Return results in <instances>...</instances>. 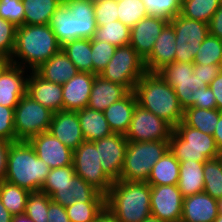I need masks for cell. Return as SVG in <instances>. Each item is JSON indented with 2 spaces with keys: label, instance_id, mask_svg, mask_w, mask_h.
<instances>
[{
  "label": "cell",
  "instance_id": "c3c4849f",
  "mask_svg": "<svg viewBox=\"0 0 222 222\" xmlns=\"http://www.w3.org/2000/svg\"><path fill=\"white\" fill-rule=\"evenodd\" d=\"M63 4L73 17H95L93 0H63Z\"/></svg>",
  "mask_w": 222,
  "mask_h": 222
},
{
  "label": "cell",
  "instance_id": "6125c7cd",
  "mask_svg": "<svg viewBox=\"0 0 222 222\" xmlns=\"http://www.w3.org/2000/svg\"><path fill=\"white\" fill-rule=\"evenodd\" d=\"M13 64L10 58L0 56V78L3 73Z\"/></svg>",
  "mask_w": 222,
  "mask_h": 222
},
{
  "label": "cell",
  "instance_id": "f35d334b",
  "mask_svg": "<svg viewBox=\"0 0 222 222\" xmlns=\"http://www.w3.org/2000/svg\"><path fill=\"white\" fill-rule=\"evenodd\" d=\"M117 5L118 20L130 28L149 16L142 0H117Z\"/></svg>",
  "mask_w": 222,
  "mask_h": 222
},
{
  "label": "cell",
  "instance_id": "603a6c76",
  "mask_svg": "<svg viewBox=\"0 0 222 222\" xmlns=\"http://www.w3.org/2000/svg\"><path fill=\"white\" fill-rule=\"evenodd\" d=\"M24 66L12 64L0 78V105L13 108L26 94L27 77H23Z\"/></svg>",
  "mask_w": 222,
  "mask_h": 222
},
{
  "label": "cell",
  "instance_id": "680465c9",
  "mask_svg": "<svg viewBox=\"0 0 222 222\" xmlns=\"http://www.w3.org/2000/svg\"><path fill=\"white\" fill-rule=\"evenodd\" d=\"M213 137L215 138L220 154H222V113L220 114L219 120L215 127Z\"/></svg>",
  "mask_w": 222,
  "mask_h": 222
},
{
  "label": "cell",
  "instance_id": "ee69618b",
  "mask_svg": "<svg viewBox=\"0 0 222 222\" xmlns=\"http://www.w3.org/2000/svg\"><path fill=\"white\" fill-rule=\"evenodd\" d=\"M25 7L22 0H0V18L16 27L24 25Z\"/></svg>",
  "mask_w": 222,
  "mask_h": 222
},
{
  "label": "cell",
  "instance_id": "44dd1931",
  "mask_svg": "<svg viewBox=\"0 0 222 222\" xmlns=\"http://www.w3.org/2000/svg\"><path fill=\"white\" fill-rule=\"evenodd\" d=\"M176 37L173 26L168 23L154 43L151 55L144 61L147 72L157 73L175 62Z\"/></svg>",
  "mask_w": 222,
  "mask_h": 222
},
{
  "label": "cell",
  "instance_id": "d6986e66",
  "mask_svg": "<svg viewBox=\"0 0 222 222\" xmlns=\"http://www.w3.org/2000/svg\"><path fill=\"white\" fill-rule=\"evenodd\" d=\"M48 131L73 151L85 140L77 111L55 112Z\"/></svg>",
  "mask_w": 222,
  "mask_h": 222
},
{
  "label": "cell",
  "instance_id": "f6af8a7d",
  "mask_svg": "<svg viewBox=\"0 0 222 222\" xmlns=\"http://www.w3.org/2000/svg\"><path fill=\"white\" fill-rule=\"evenodd\" d=\"M97 26L118 20L117 0H93Z\"/></svg>",
  "mask_w": 222,
  "mask_h": 222
},
{
  "label": "cell",
  "instance_id": "83f0119b",
  "mask_svg": "<svg viewBox=\"0 0 222 222\" xmlns=\"http://www.w3.org/2000/svg\"><path fill=\"white\" fill-rule=\"evenodd\" d=\"M203 166L194 160L180 162L178 188L183 197L204 191Z\"/></svg>",
  "mask_w": 222,
  "mask_h": 222
},
{
  "label": "cell",
  "instance_id": "484cf974",
  "mask_svg": "<svg viewBox=\"0 0 222 222\" xmlns=\"http://www.w3.org/2000/svg\"><path fill=\"white\" fill-rule=\"evenodd\" d=\"M35 72L49 82L64 84L68 82L79 71L74 63L61 49L49 60L41 64L35 70Z\"/></svg>",
  "mask_w": 222,
  "mask_h": 222
},
{
  "label": "cell",
  "instance_id": "be15d7a7",
  "mask_svg": "<svg viewBox=\"0 0 222 222\" xmlns=\"http://www.w3.org/2000/svg\"><path fill=\"white\" fill-rule=\"evenodd\" d=\"M11 222H34L25 212L13 215Z\"/></svg>",
  "mask_w": 222,
  "mask_h": 222
},
{
  "label": "cell",
  "instance_id": "bcb514c9",
  "mask_svg": "<svg viewBox=\"0 0 222 222\" xmlns=\"http://www.w3.org/2000/svg\"><path fill=\"white\" fill-rule=\"evenodd\" d=\"M17 27L0 18V56L10 58L16 41Z\"/></svg>",
  "mask_w": 222,
  "mask_h": 222
},
{
  "label": "cell",
  "instance_id": "ab89813d",
  "mask_svg": "<svg viewBox=\"0 0 222 222\" xmlns=\"http://www.w3.org/2000/svg\"><path fill=\"white\" fill-rule=\"evenodd\" d=\"M193 64H222V40L209 34L201 43Z\"/></svg>",
  "mask_w": 222,
  "mask_h": 222
},
{
  "label": "cell",
  "instance_id": "d4e9b609",
  "mask_svg": "<svg viewBox=\"0 0 222 222\" xmlns=\"http://www.w3.org/2000/svg\"><path fill=\"white\" fill-rule=\"evenodd\" d=\"M138 104L134 91H129L122 99L104 110V116L113 133L126 134Z\"/></svg>",
  "mask_w": 222,
  "mask_h": 222
},
{
  "label": "cell",
  "instance_id": "5bb4252c",
  "mask_svg": "<svg viewBox=\"0 0 222 222\" xmlns=\"http://www.w3.org/2000/svg\"><path fill=\"white\" fill-rule=\"evenodd\" d=\"M103 172L113 181L120 179L128 140L124 134L112 133L94 141Z\"/></svg>",
  "mask_w": 222,
  "mask_h": 222
},
{
  "label": "cell",
  "instance_id": "60d3db41",
  "mask_svg": "<svg viewBox=\"0 0 222 222\" xmlns=\"http://www.w3.org/2000/svg\"><path fill=\"white\" fill-rule=\"evenodd\" d=\"M51 197L42 191L30 192L25 213L34 222H48V207Z\"/></svg>",
  "mask_w": 222,
  "mask_h": 222
},
{
  "label": "cell",
  "instance_id": "94428289",
  "mask_svg": "<svg viewBox=\"0 0 222 222\" xmlns=\"http://www.w3.org/2000/svg\"><path fill=\"white\" fill-rule=\"evenodd\" d=\"M12 216L0 199V222H11Z\"/></svg>",
  "mask_w": 222,
  "mask_h": 222
},
{
  "label": "cell",
  "instance_id": "a7ac6f4b",
  "mask_svg": "<svg viewBox=\"0 0 222 222\" xmlns=\"http://www.w3.org/2000/svg\"><path fill=\"white\" fill-rule=\"evenodd\" d=\"M219 158H220V160H221V162H222V154L219 155Z\"/></svg>",
  "mask_w": 222,
  "mask_h": 222
},
{
  "label": "cell",
  "instance_id": "6da1fadb",
  "mask_svg": "<svg viewBox=\"0 0 222 222\" xmlns=\"http://www.w3.org/2000/svg\"><path fill=\"white\" fill-rule=\"evenodd\" d=\"M151 185L115 181L105 195V208L118 222H142L151 215Z\"/></svg>",
  "mask_w": 222,
  "mask_h": 222
},
{
  "label": "cell",
  "instance_id": "91938a15",
  "mask_svg": "<svg viewBox=\"0 0 222 222\" xmlns=\"http://www.w3.org/2000/svg\"><path fill=\"white\" fill-rule=\"evenodd\" d=\"M95 222H118L115 217L105 208Z\"/></svg>",
  "mask_w": 222,
  "mask_h": 222
},
{
  "label": "cell",
  "instance_id": "9a60e30c",
  "mask_svg": "<svg viewBox=\"0 0 222 222\" xmlns=\"http://www.w3.org/2000/svg\"><path fill=\"white\" fill-rule=\"evenodd\" d=\"M183 198L178 185L151 186V215L165 222H181Z\"/></svg>",
  "mask_w": 222,
  "mask_h": 222
},
{
  "label": "cell",
  "instance_id": "7c38bea8",
  "mask_svg": "<svg viewBox=\"0 0 222 222\" xmlns=\"http://www.w3.org/2000/svg\"><path fill=\"white\" fill-rule=\"evenodd\" d=\"M173 130L164 119L137 104L125 137L134 142L170 140Z\"/></svg>",
  "mask_w": 222,
  "mask_h": 222
},
{
  "label": "cell",
  "instance_id": "9c48e42d",
  "mask_svg": "<svg viewBox=\"0 0 222 222\" xmlns=\"http://www.w3.org/2000/svg\"><path fill=\"white\" fill-rule=\"evenodd\" d=\"M169 23L175 30V62L193 63L201 43L209 35L208 24L181 14L176 15Z\"/></svg>",
  "mask_w": 222,
  "mask_h": 222
},
{
  "label": "cell",
  "instance_id": "b9f144b4",
  "mask_svg": "<svg viewBox=\"0 0 222 222\" xmlns=\"http://www.w3.org/2000/svg\"><path fill=\"white\" fill-rule=\"evenodd\" d=\"M116 48L108 42L91 39L93 74L99 75L106 68Z\"/></svg>",
  "mask_w": 222,
  "mask_h": 222
},
{
  "label": "cell",
  "instance_id": "8992f818",
  "mask_svg": "<svg viewBox=\"0 0 222 222\" xmlns=\"http://www.w3.org/2000/svg\"><path fill=\"white\" fill-rule=\"evenodd\" d=\"M169 150V140L128 141L119 180L147 182L152 167Z\"/></svg>",
  "mask_w": 222,
  "mask_h": 222
},
{
  "label": "cell",
  "instance_id": "7bdbcfd3",
  "mask_svg": "<svg viewBox=\"0 0 222 222\" xmlns=\"http://www.w3.org/2000/svg\"><path fill=\"white\" fill-rule=\"evenodd\" d=\"M149 16L173 19L181 12L182 0H142Z\"/></svg>",
  "mask_w": 222,
  "mask_h": 222
},
{
  "label": "cell",
  "instance_id": "ba28073f",
  "mask_svg": "<svg viewBox=\"0 0 222 222\" xmlns=\"http://www.w3.org/2000/svg\"><path fill=\"white\" fill-rule=\"evenodd\" d=\"M54 112L23 95L14 109L16 141H29L39 133L47 132Z\"/></svg>",
  "mask_w": 222,
  "mask_h": 222
},
{
  "label": "cell",
  "instance_id": "5b68a950",
  "mask_svg": "<svg viewBox=\"0 0 222 222\" xmlns=\"http://www.w3.org/2000/svg\"><path fill=\"white\" fill-rule=\"evenodd\" d=\"M169 150L179 162H206L218 158L220 152L212 135L187 126L181 121L171 133Z\"/></svg>",
  "mask_w": 222,
  "mask_h": 222
},
{
  "label": "cell",
  "instance_id": "4fadbf2b",
  "mask_svg": "<svg viewBox=\"0 0 222 222\" xmlns=\"http://www.w3.org/2000/svg\"><path fill=\"white\" fill-rule=\"evenodd\" d=\"M41 191L65 208L76 201L105 202V195L77 175L63 185H43Z\"/></svg>",
  "mask_w": 222,
  "mask_h": 222
},
{
  "label": "cell",
  "instance_id": "3957f363",
  "mask_svg": "<svg viewBox=\"0 0 222 222\" xmlns=\"http://www.w3.org/2000/svg\"><path fill=\"white\" fill-rule=\"evenodd\" d=\"M62 45L50 25H22L17 27L15 48L10 57L13 64L30 66L35 71L61 50ZM15 57L22 59L18 62ZM20 63V64H19Z\"/></svg>",
  "mask_w": 222,
  "mask_h": 222
},
{
  "label": "cell",
  "instance_id": "003e7915",
  "mask_svg": "<svg viewBox=\"0 0 222 222\" xmlns=\"http://www.w3.org/2000/svg\"><path fill=\"white\" fill-rule=\"evenodd\" d=\"M214 222H222V213H219Z\"/></svg>",
  "mask_w": 222,
  "mask_h": 222
},
{
  "label": "cell",
  "instance_id": "8d00e7d4",
  "mask_svg": "<svg viewBox=\"0 0 222 222\" xmlns=\"http://www.w3.org/2000/svg\"><path fill=\"white\" fill-rule=\"evenodd\" d=\"M204 192L213 199L222 198V162L220 158L210 159L204 162Z\"/></svg>",
  "mask_w": 222,
  "mask_h": 222
},
{
  "label": "cell",
  "instance_id": "30bf717a",
  "mask_svg": "<svg viewBox=\"0 0 222 222\" xmlns=\"http://www.w3.org/2000/svg\"><path fill=\"white\" fill-rule=\"evenodd\" d=\"M178 97L183 110L193 106L199 95V88L207 85L193 73V63L173 62L157 72Z\"/></svg>",
  "mask_w": 222,
  "mask_h": 222
},
{
  "label": "cell",
  "instance_id": "f5cc1de1",
  "mask_svg": "<svg viewBox=\"0 0 222 222\" xmlns=\"http://www.w3.org/2000/svg\"><path fill=\"white\" fill-rule=\"evenodd\" d=\"M193 107L205 109H217L215 96L209 86L199 88V95Z\"/></svg>",
  "mask_w": 222,
  "mask_h": 222
},
{
  "label": "cell",
  "instance_id": "7dc6e473",
  "mask_svg": "<svg viewBox=\"0 0 222 222\" xmlns=\"http://www.w3.org/2000/svg\"><path fill=\"white\" fill-rule=\"evenodd\" d=\"M0 139L16 141L14 109L0 105Z\"/></svg>",
  "mask_w": 222,
  "mask_h": 222
},
{
  "label": "cell",
  "instance_id": "e575fe53",
  "mask_svg": "<svg viewBox=\"0 0 222 222\" xmlns=\"http://www.w3.org/2000/svg\"><path fill=\"white\" fill-rule=\"evenodd\" d=\"M131 28L116 20L97 26L93 39L108 42L116 47L130 43Z\"/></svg>",
  "mask_w": 222,
  "mask_h": 222
},
{
  "label": "cell",
  "instance_id": "f546056e",
  "mask_svg": "<svg viewBox=\"0 0 222 222\" xmlns=\"http://www.w3.org/2000/svg\"><path fill=\"white\" fill-rule=\"evenodd\" d=\"M25 7L24 24L49 25L52 15L63 0H22Z\"/></svg>",
  "mask_w": 222,
  "mask_h": 222
},
{
  "label": "cell",
  "instance_id": "11a10c76",
  "mask_svg": "<svg viewBox=\"0 0 222 222\" xmlns=\"http://www.w3.org/2000/svg\"><path fill=\"white\" fill-rule=\"evenodd\" d=\"M13 141L0 139V182L5 180L7 174V161L9 149Z\"/></svg>",
  "mask_w": 222,
  "mask_h": 222
},
{
  "label": "cell",
  "instance_id": "74e56055",
  "mask_svg": "<svg viewBox=\"0 0 222 222\" xmlns=\"http://www.w3.org/2000/svg\"><path fill=\"white\" fill-rule=\"evenodd\" d=\"M105 209V202H80L67 206L70 222H95Z\"/></svg>",
  "mask_w": 222,
  "mask_h": 222
},
{
  "label": "cell",
  "instance_id": "d590c367",
  "mask_svg": "<svg viewBox=\"0 0 222 222\" xmlns=\"http://www.w3.org/2000/svg\"><path fill=\"white\" fill-rule=\"evenodd\" d=\"M220 7L219 0H182L180 14L186 18L209 24Z\"/></svg>",
  "mask_w": 222,
  "mask_h": 222
},
{
  "label": "cell",
  "instance_id": "ac0fdd59",
  "mask_svg": "<svg viewBox=\"0 0 222 222\" xmlns=\"http://www.w3.org/2000/svg\"><path fill=\"white\" fill-rule=\"evenodd\" d=\"M96 74L78 72L62 84L63 110L79 111L87 107Z\"/></svg>",
  "mask_w": 222,
  "mask_h": 222
},
{
  "label": "cell",
  "instance_id": "cb8c5ba5",
  "mask_svg": "<svg viewBox=\"0 0 222 222\" xmlns=\"http://www.w3.org/2000/svg\"><path fill=\"white\" fill-rule=\"evenodd\" d=\"M128 92L124 86L96 75L87 107L104 112L106 108L122 99Z\"/></svg>",
  "mask_w": 222,
  "mask_h": 222
},
{
  "label": "cell",
  "instance_id": "f1b7e54d",
  "mask_svg": "<svg viewBox=\"0 0 222 222\" xmlns=\"http://www.w3.org/2000/svg\"><path fill=\"white\" fill-rule=\"evenodd\" d=\"M180 162L168 150L152 167L147 183L151 186L178 185Z\"/></svg>",
  "mask_w": 222,
  "mask_h": 222
},
{
  "label": "cell",
  "instance_id": "d6a6232c",
  "mask_svg": "<svg viewBox=\"0 0 222 222\" xmlns=\"http://www.w3.org/2000/svg\"><path fill=\"white\" fill-rule=\"evenodd\" d=\"M49 25L61 45L67 41L78 39V19L70 15L64 4H61L52 15Z\"/></svg>",
  "mask_w": 222,
  "mask_h": 222
},
{
  "label": "cell",
  "instance_id": "277c9868",
  "mask_svg": "<svg viewBox=\"0 0 222 222\" xmlns=\"http://www.w3.org/2000/svg\"><path fill=\"white\" fill-rule=\"evenodd\" d=\"M50 170L51 168L37 157L29 141L12 143L8 153L6 181L29 192L41 191Z\"/></svg>",
  "mask_w": 222,
  "mask_h": 222
},
{
  "label": "cell",
  "instance_id": "4dcf8cb0",
  "mask_svg": "<svg viewBox=\"0 0 222 222\" xmlns=\"http://www.w3.org/2000/svg\"><path fill=\"white\" fill-rule=\"evenodd\" d=\"M61 49L74 63L79 72L93 74L91 39L78 38L65 42Z\"/></svg>",
  "mask_w": 222,
  "mask_h": 222
},
{
  "label": "cell",
  "instance_id": "f907efd6",
  "mask_svg": "<svg viewBox=\"0 0 222 222\" xmlns=\"http://www.w3.org/2000/svg\"><path fill=\"white\" fill-rule=\"evenodd\" d=\"M222 71V64H193V73L207 86Z\"/></svg>",
  "mask_w": 222,
  "mask_h": 222
},
{
  "label": "cell",
  "instance_id": "681fc988",
  "mask_svg": "<svg viewBox=\"0 0 222 222\" xmlns=\"http://www.w3.org/2000/svg\"><path fill=\"white\" fill-rule=\"evenodd\" d=\"M73 165L53 168L47 175L46 181L43 185H63L75 176Z\"/></svg>",
  "mask_w": 222,
  "mask_h": 222
},
{
  "label": "cell",
  "instance_id": "7402d4cb",
  "mask_svg": "<svg viewBox=\"0 0 222 222\" xmlns=\"http://www.w3.org/2000/svg\"><path fill=\"white\" fill-rule=\"evenodd\" d=\"M218 214L217 200L204 191L183 198L181 222H214Z\"/></svg>",
  "mask_w": 222,
  "mask_h": 222
},
{
  "label": "cell",
  "instance_id": "4316f807",
  "mask_svg": "<svg viewBox=\"0 0 222 222\" xmlns=\"http://www.w3.org/2000/svg\"><path fill=\"white\" fill-rule=\"evenodd\" d=\"M82 135L87 141H95L112 134L104 113L85 107L77 111Z\"/></svg>",
  "mask_w": 222,
  "mask_h": 222
},
{
  "label": "cell",
  "instance_id": "6f0895ef",
  "mask_svg": "<svg viewBox=\"0 0 222 222\" xmlns=\"http://www.w3.org/2000/svg\"><path fill=\"white\" fill-rule=\"evenodd\" d=\"M209 87L215 96L217 109L222 111V71L211 81Z\"/></svg>",
  "mask_w": 222,
  "mask_h": 222
},
{
  "label": "cell",
  "instance_id": "9f6ffc18",
  "mask_svg": "<svg viewBox=\"0 0 222 222\" xmlns=\"http://www.w3.org/2000/svg\"><path fill=\"white\" fill-rule=\"evenodd\" d=\"M209 26V34L217 37L222 40V6L218 8V10L211 17V20L208 24Z\"/></svg>",
  "mask_w": 222,
  "mask_h": 222
},
{
  "label": "cell",
  "instance_id": "ffe728a7",
  "mask_svg": "<svg viewBox=\"0 0 222 222\" xmlns=\"http://www.w3.org/2000/svg\"><path fill=\"white\" fill-rule=\"evenodd\" d=\"M30 75L26 94L54 113L63 110L62 84L49 82L35 71Z\"/></svg>",
  "mask_w": 222,
  "mask_h": 222
},
{
  "label": "cell",
  "instance_id": "7a4b0ae2",
  "mask_svg": "<svg viewBox=\"0 0 222 222\" xmlns=\"http://www.w3.org/2000/svg\"><path fill=\"white\" fill-rule=\"evenodd\" d=\"M138 105L164 119L173 128L183 121L184 110L175 90L158 73L146 72L135 85Z\"/></svg>",
  "mask_w": 222,
  "mask_h": 222
},
{
  "label": "cell",
  "instance_id": "2e32d148",
  "mask_svg": "<svg viewBox=\"0 0 222 222\" xmlns=\"http://www.w3.org/2000/svg\"><path fill=\"white\" fill-rule=\"evenodd\" d=\"M29 143L34 148L37 157L51 169L73 165V150L65 146L49 131L32 137Z\"/></svg>",
  "mask_w": 222,
  "mask_h": 222
},
{
  "label": "cell",
  "instance_id": "db71d44e",
  "mask_svg": "<svg viewBox=\"0 0 222 222\" xmlns=\"http://www.w3.org/2000/svg\"><path fill=\"white\" fill-rule=\"evenodd\" d=\"M47 214L48 222H70L66 208L52 200L49 202Z\"/></svg>",
  "mask_w": 222,
  "mask_h": 222
},
{
  "label": "cell",
  "instance_id": "e7e4bbea",
  "mask_svg": "<svg viewBox=\"0 0 222 222\" xmlns=\"http://www.w3.org/2000/svg\"><path fill=\"white\" fill-rule=\"evenodd\" d=\"M142 222H165V221L150 215L148 218L144 219Z\"/></svg>",
  "mask_w": 222,
  "mask_h": 222
},
{
  "label": "cell",
  "instance_id": "8fae6325",
  "mask_svg": "<svg viewBox=\"0 0 222 222\" xmlns=\"http://www.w3.org/2000/svg\"><path fill=\"white\" fill-rule=\"evenodd\" d=\"M75 174L106 195L114 183L102 170L94 141L84 140L73 151Z\"/></svg>",
  "mask_w": 222,
  "mask_h": 222
},
{
  "label": "cell",
  "instance_id": "52a82bcc",
  "mask_svg": "<svg viewBox=\"0 0 222 222\" xmlns=\"http://www.w3.org/2000/svg\"><path fill=\"white\" fill-rule=\"evenodd\" d=\"M146 72L144 60L128 44L116 48L112 59L99 75L124 86L128 91H134L136 83Z\"/></svg>",
  "mask_w": 222,
  "mask_h": 222
},
{
  "label": "cell",
  "instance_id": "816d5d0a",
  "mask_svg": "<svg viewBox=\"0 0 222 222\" xmlns=\"http://www.w3.org/2000/svg\"><path fill=\"white\" fill-rule=\"evenodd\" d=\"M78 19V38L92 39L97 29L95 17H74Z\"/></svg>",
  "mask_w": 222,
  "mask_h": 222
},
{
  "label": "cell",
  "instance_id": "03108f58",
  "mask_svg": "<svg viewBox=\"0 0 222 222\" xmlns=\"http://www.w3.org/2000/svg\"><path fill=\"white\" fill-rule=\"evenodd\" d=\"M219 213H222V198L217 200Z\"/></svg>",
  "mask_w": 222,
  "mask_h": 222
},
{
  "label": "cell",
  "instance_id": "e0dca14e",
  "mask_svg": "<svg viewBox=\"0 0 222 222\" xmlns=\"http://www.w3.org/2000/svg\"><path fill=\"white\" fill-rule=\"evenodd\" d=\"M168 23L163 17L147 16L131 28L129 44L144 61L151 55L157 37Z\"/></svg>",
  "mask_w": 222,
  "mask_h": 222
},
{
  "label": "cell",
  "instance_id": "836d02e7",
  "mask_svg": "<svg viewBox=\"0 0 222 222\" xmlns=\"http://www.w3.org/2000/svg\"><path fill=\"white\" fill-rule=\"evenodd\" d=\"M29 194L30 192L27 189L9 183L6 180L0 182V199L12 215L25 212Z\"/></svg>",
  "mask_w": 222,
  "mask_h": 222
},
{
  "label": "cell",
  "instance_id": "1f68e13d",
  "mask_svg": "<svg viewBox=\"0 0 222 222\" xmlns=\"http://www.w3.org/2000/svg\"><path fill=\"white\" fill-rule=\"evenodd\" d=\"M221 113L222 111L218 109H205L191 106L184 110L183 122L187 126L213 136Z\"/></svg>",
  "mask_w": 222,
  "mask_h": 222
}]
</instances>
